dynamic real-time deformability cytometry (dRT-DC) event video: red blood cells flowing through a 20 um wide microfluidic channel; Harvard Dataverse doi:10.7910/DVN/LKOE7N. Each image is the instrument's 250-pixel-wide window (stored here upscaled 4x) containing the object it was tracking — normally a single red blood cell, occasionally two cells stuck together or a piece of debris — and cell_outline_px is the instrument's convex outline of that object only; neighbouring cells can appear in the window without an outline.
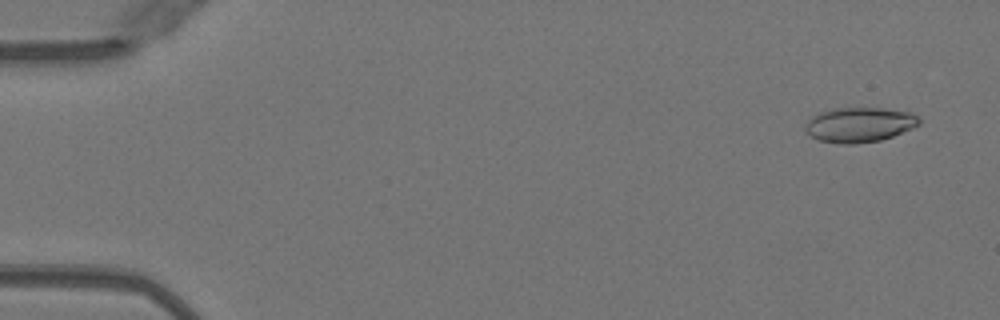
{"species": "Egyptian fruit bat (a non-hibernating species)", "species_latin": "Rousettus aegyptiacus", "temperature_condition": "warm", "stored_images_in_passage": 51, "camera_frame_rate_fps": 3000, "um_per_image_px": 0.085, "animal": {"sex": "female"}, "frame": {"image": 1, "passage_image": 3, "time_ms": 0.667, "image_size_px": [1000, 320], "cell_outline_px": [[920, 124], [912, 128], [892, 136], [880, 140], [856, 144], [840, 144], [820, 140], [808, 136], [804, 128], [804, 124], [816, 112], [832, 108], [884, 108], [912, 112], [920, 120]], "centroid_in_image_um": [73.0, 10.59], "position_along_channel_um": 12.0, "area_um2": 23.41}}
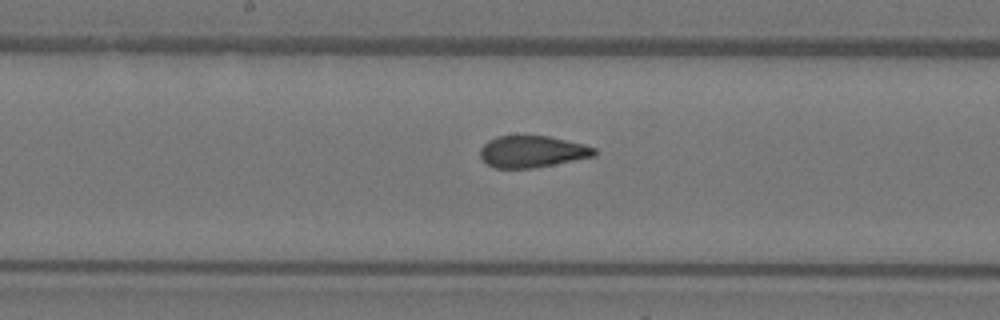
{"frame": {"image": 2, "passage_image": 27, "time_ms": 8.667, "image_size_px": [1000, 320], "cell_outline_px": [[596, 156], [532, 168], [496, 168], [488, 164], [480, 156], [480, 148], [488, 140], [496, 136], [548, 136], [584, 144], [596, 148]], "centroid_in_image_um": [45.24, 12.88], "position_along_channel_um": 203.0, "area_um2": 20.98}}
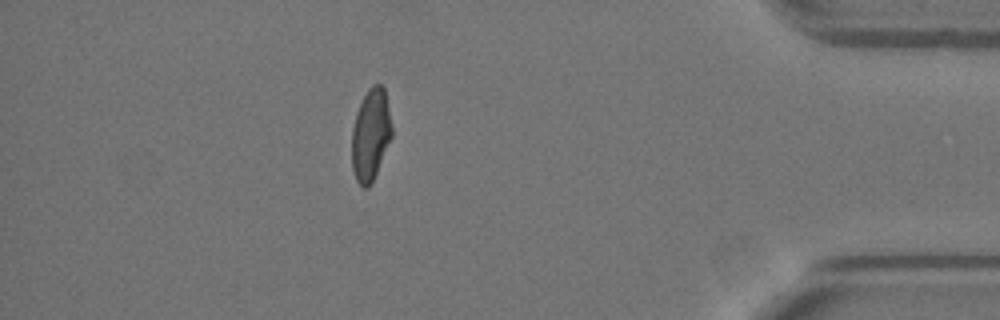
{"frame": {"image": 3, "passage_image": 45, "time_ms": 14.667, "image_size_px": [1000, 320], "cell_outline_px": [[392, 136], [372, 184], [368, 188], [364, 188], [356, 180], [352, 168], [352, 128], [356, 112], [368, 88], [372, 84], [380, 84], [384, 88], [392, 128]], "centroid_in_image_um": [31.5, 11.48], "position_along_channel_um": 403.7, "area_um2": 21.39}, "authors_computed_cell_mechanics": {"area_um2": 22.0218, "velocity_mm_per_s": 4.0455, "shape_relaxation_time_tau1_ms": 7.238, "shape_relaxation_time_tau2_ms": 1.0492, "deformation_change_tau1": 0.2242, "deformation_change_tau2": 0.0861}}